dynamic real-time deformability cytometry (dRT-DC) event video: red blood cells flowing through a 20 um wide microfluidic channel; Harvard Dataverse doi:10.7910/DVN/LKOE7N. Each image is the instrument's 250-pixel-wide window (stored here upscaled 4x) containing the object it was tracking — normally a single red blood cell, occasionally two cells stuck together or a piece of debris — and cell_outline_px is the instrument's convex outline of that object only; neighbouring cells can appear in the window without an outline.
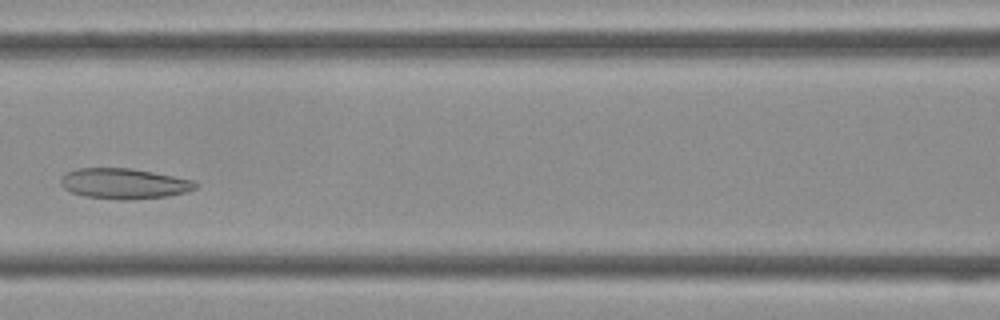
{"species": "Egyptian fruit bat (a non-hibernating species)", "species_latin": "Rousettus aegyptiacus", "temperature_condition": "cold", "stored_images_in_passage": 39, "camera_frame_rate_fps": 3000, "um_per_image_px": 0.085, "frame": {"image": 1, "passage_image": 14, "time_ms": 4.333, "image_size_px": [1000, 320], "cell_outline_px": [[200, 184], [196, 188], [188, 192], [168, 196], [128, 200], [84, 196], [72, 192], [64, 188], [60, 184], [60, 176], [64, 172], [76, 168], [132, 168], [192, 180]], "centroid_in_image_um": [10.52, 15.6], "position_along_channel_um": 156.1, "area_um2": 24.04}}
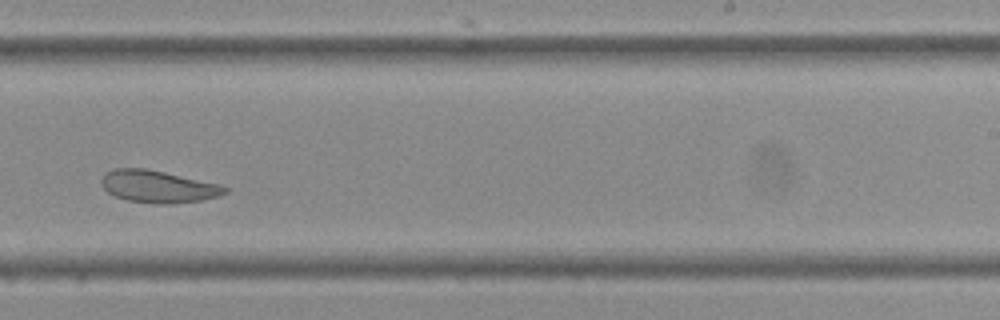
{"frame": {"image": 2, "passage_image": 22, "time_ms": 7.0, "image_size_px": [1000, 320], "cell_outline_px": [[228, 192], [216, 196], [200, 200], [168, 204], [156, 204], [128, 200], [116, 196], [108, 192], [104, 188], [100, 180], [112, 168], [144, 168], [164, 172], [220, 184], [228, 188]], "centroid_in_image_um": [13.43, 15.85], "position_along_channel_um": 275.6, "area_um2": 22.89}}
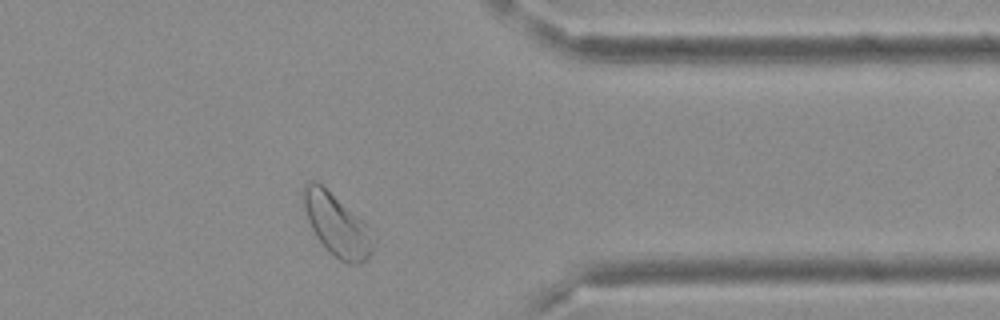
{"frame": {"image": 3, "passage_image": 30, "time_ms": 9.667, "image_size_px": [1000, 320], "cell_outline_px": [[376, 240], [372, 252], [360, 264], [344, 264], [328, 252], [316, 236], [308, 220], [300, 200], [300, 192], [304, 184], [308, 180], [316, 180], [364, 220], [376, 232]], "centroid_in_image_um": [28.64, 19.1], "position_along_channel_um": 382.8, "area_um2": 26.24}}